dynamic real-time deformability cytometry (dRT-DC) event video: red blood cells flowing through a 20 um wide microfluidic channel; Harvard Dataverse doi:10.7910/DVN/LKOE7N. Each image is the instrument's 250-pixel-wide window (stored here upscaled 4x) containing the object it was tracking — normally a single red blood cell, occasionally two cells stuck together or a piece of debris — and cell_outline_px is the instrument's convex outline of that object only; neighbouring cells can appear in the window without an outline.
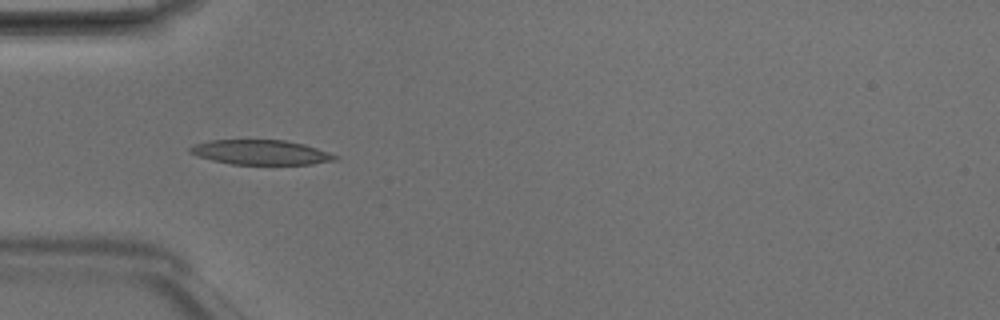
{"species": "Egyptian fruit bat (a non-hibernating species)", "species_latin": "Rousettus aegyptiacus", "temperature_condition": "room temperature", "stored_images_in_passage": 5, "camera_frame_rate_fps": 3000, "um_per_image_px": 0.085, "animal": {"sex": "male"}, "frame": {"image": 1, "passage_image": 2, "time_ms": 0.333, "image_size_px": [1000, 320], "cell_outline_px": [[340, 156], [336, 160], [312, 164], [232, 164], [212, 160], [196, 156], [188, 152], [188, 148], [192, 144], [208, 140], [284, 140], [304, 144]], "centroid_in_image_um": [22.12, 12.94], "position_along_channel_um": 62.9, "area_um2": 20.98}}